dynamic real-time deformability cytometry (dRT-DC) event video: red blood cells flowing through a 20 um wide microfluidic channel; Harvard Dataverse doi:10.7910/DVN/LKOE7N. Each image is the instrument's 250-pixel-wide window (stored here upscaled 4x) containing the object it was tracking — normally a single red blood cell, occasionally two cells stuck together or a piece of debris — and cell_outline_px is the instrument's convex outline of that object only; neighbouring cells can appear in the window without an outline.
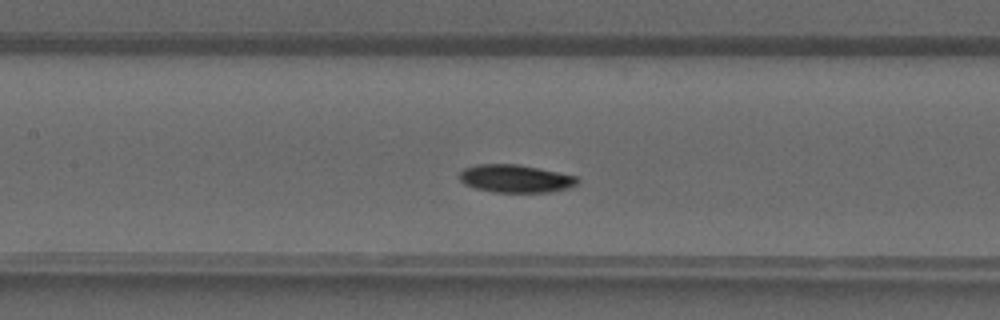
{"species": "common noctule bat (a hibernating species)", "species_latin": "Nyctalus noctula", "temperature_condition": "warm", "stored_images_in_passage": 36, "camera_frame_rate_fps": 3000, "um_per_image_px": 0.085, "animal": {"sex": "male", "forearm_length_mm": 52.5}, "frame": {"image": 1, "passage_image": 14, "time_ms": 4.333, "image_size_px": [1000, 320], "cell_outline_px": [[580, 180], [576, 184], [568, 188], [548, 192], [492, 192], [476, 188], [464, 184], [460, 180], [460, 172], [464, 168], [480, 164], [516, 164], [580, 176]], "centroid_in_image_um": [43.84, 15.18], "position_along_channel_um": 163.6, "area_um2": 19.13}}
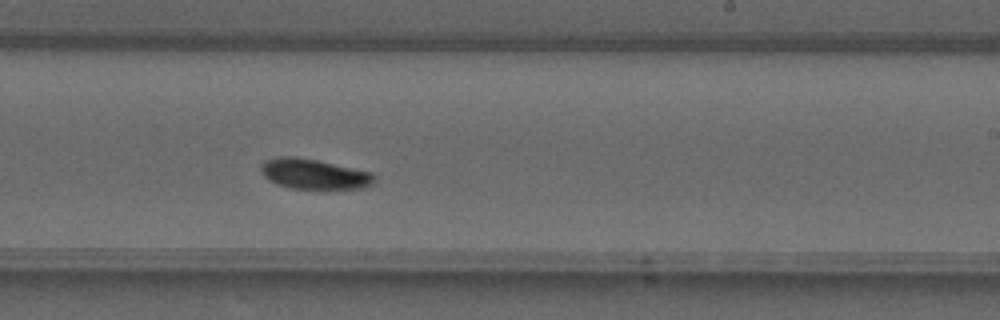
{"frame": {"image": 2, "passage_image": 20, "time_ms": 6.333, "image_size_px": [1000, 320], "cell_outline_px": [[376, 180], [372, 184], [360, 188], [292, 188], [276, 184], [268, 180], [264, 176], [260, 168], [260, 164], [264, 160], [280, 156], [296, 156], [316, 160], [372, 172], [376, 176]], "centroid_in_image_um": [26.66, 14.77], "position_along_channel_um": 262.3, "area_um2": 19.88}}
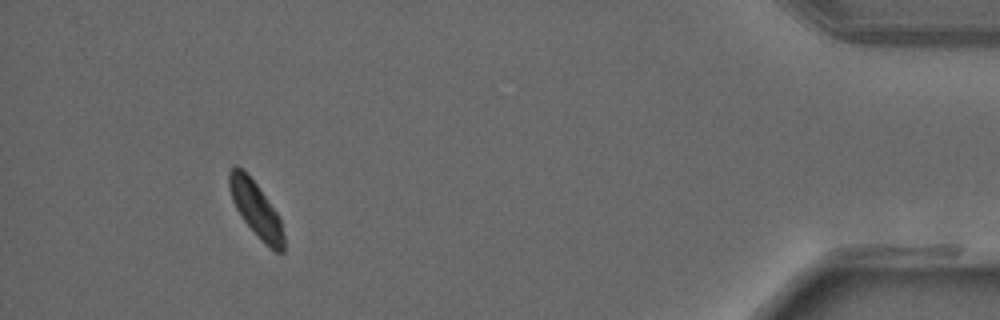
{"frame": {"image": 3, "passage_image": 33, "time_ms": 10.667, "image_size_px": [1000, 320], "cell_outline_px": [[284, 252], [276, 252], [260, 240], [244, 220], [236, 208], [232, 200], [228, 188], [228, 172], [236, 164], [256, 184], [276, 212], [280, 220], [284, 236]], "centroid_in_image_um": [21.73, 17.8], "position_along_channel_um": 413.5, "area_um2": 17.17}}